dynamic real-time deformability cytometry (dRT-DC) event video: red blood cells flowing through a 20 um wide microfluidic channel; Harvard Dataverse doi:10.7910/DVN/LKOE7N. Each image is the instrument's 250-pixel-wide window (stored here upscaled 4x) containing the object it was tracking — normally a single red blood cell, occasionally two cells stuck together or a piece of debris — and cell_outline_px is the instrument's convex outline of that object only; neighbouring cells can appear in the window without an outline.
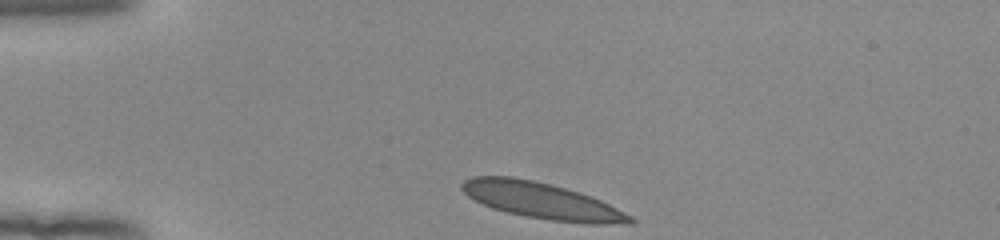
{"species": "human", "species_latin": "Homo sapiens", "temperature_condition": "room temperature", "stored_images_in_passage": 33, "camera_frame_rate_fps": 3000, "um_per_image_px": 0.085, "donor": {"sex": "female"}, "frame": {"image": 1, "passage_image": 1, "time_ms": 0.0, "image_size_px": [1000, 240], "cell_outline_px": [[636, 224], [584, 224], [548, 220], [524, 216], [492, 208], [468, 196], [460, 188], [460, 184], [464, 180], [472, 176], [512, 176], [532, 180], [580, 192], [600, 200], [632, 216], [636, 220]], "centroid_in_image_um": [46.07, 17.07], "position_along_channel_um": 38.9, "area_um2": 35.49}}
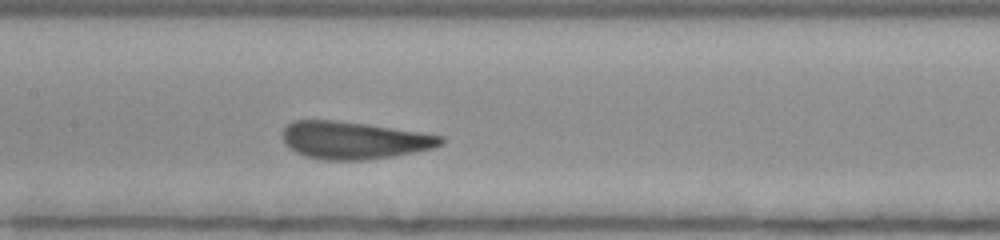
{"frame": {"image": 2, "passage_image": 15, "time_ms": 4.667, "image_size_px": [1000, 240], "cell_outline_px": [[444, 144], [432, 148], [392, 156], [364, 160], [324, 160], [304, 156], [296, 152], [284, 140], [284, 128], [292, 120], [332, 120], [364, 124], [420, 132], [444, 136]], "centroid_in_image_um": [30.1, 11.92], "position_along_channel_um": 177.3, "area_um2": 34.1}}
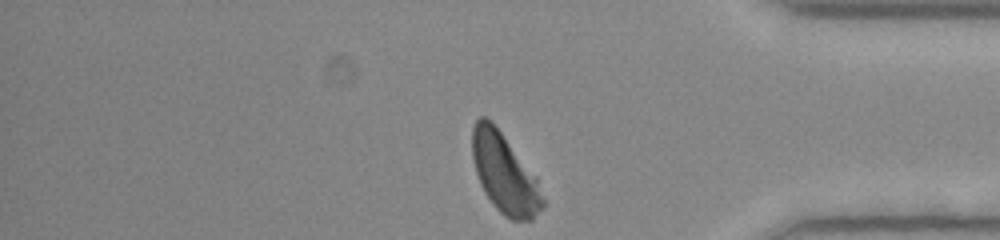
{"frame": {"image": 3, "passage_image": 33, "time_ms": 10.667, "image_size_px": [1000, 240], "cell_outline_px": [[544, 208], [532, 220], [512, 220], [504, 216], [492, 204], [484, 192], [480, 184], [476, 172], [472, 156], [472, 128], [476, 120], [480, 116], [484, 116], [492, 120], [536, 176], [544, 200]], "centroid_in_image_um": [42.89, 14.74], "position_along_channel_um": 392.3, "area_um2": 32.83}, "authors_computed_cell_mechanics": {"area_um2": 34.2176, "velocity_mm_per_s": 3.8844, "shape_relaxation_time_tau1_ms": 2.4474, "shape_relaxation_time_tau2_ms": null, "deformation_change_tau1": 0.1214, "deformation_change_tau2": null}}